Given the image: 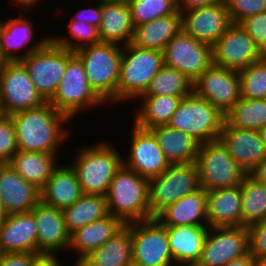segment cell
Wrapping results in <instances>:
<instances>
[{
    "instance_id": "cell-6",
    "label": "cell",
    "mask_w": 266,
    "mask_h": 266,
    "mask_svg": "<svg viewBox=\"0 0 266 266\" xmlns=\"http://www.w3.org/2000/svg\"><path fill=\"white\" fill-rule=\"evenodd\" d=\"M225 115L207 99L192 91L182 98L168 126L192 136L200 144L217 140Z\"/></svg>"
},
{
    "instance_id": "cell-36",
    "label": "cell",
    "mask_w": 266,
    "mask_h": 266,
    "mask_svg": "<svg viewBox=\"0 0 266 266\" xmlns=\"http://www.w3.org/2000/svg\"><path fill=\"white\" fill-rule=\"evenodd\" d=\"M242 226L266 220V185L247 174L240 184Z\"/></svg>"
},
{
    "instance_id": "cell-28",
    "label": "cell",
    "mask_w": 266,
    "mask_h": 266,
    "mask_svg": "<svg viewBox=\"0 0 266 266\" xmlns=\"http://www.w3.org/2000/svg\"><path fill=\"white\" fill-rule=\"evenodd\" d=\"M41 201L63 210L71 206L82 195L81 186L71 165H58L45 185L40 189Z\"/></svg>"
},
{
    "instance_id": "cell-56",
    "label": "cell",
    "mask_w": 266,
    "mask_h": 266,
    "mask_svg": "<svg viewBox=\"0 0 266 266\" xmlns=\"http://www.w3.org/2000/svg\"><path fill=\"white\" fill-rule=\"evenodd\" d=\"M256 266H266V258L257 259Z\"/></svg>"
},
{
    "instance_id": "cell-40",
    "label": "cell",
    "mask_w": 266,
    "mask_h": 266,
    "mask_svg": "<svg viewBox=\"0 0 266 266\" xmlns=\"http://www.w3.org/2000/svg\"><path fill=\"white\" fill-rule=\"evenodd\" d=\"M241 97L266 99V61L259 60L238 71Z\"/></svg>"
},
{
    "instance_id": "cell-20",
    "label": "cell",
    "mask_w": 266,
    "mask_h": 266,
    "mask_svg": "<svg viewBox=\"0 0 266 266\" xmlns=\"http://www.w3.org/2000/svg\"><path fill=\"white\" fill-rule=\"evenodd\" d=\"M37 227V254L60 255L70 243L63 211L43 203L41 200L31 210Z\"/></svg>"
},
{
    "instance_id": "cell-49",
    "label": "cell",
    "mask_w": 266,
    "mask_h": 266,
    "mask_svg": "<svg viewBox=\"0 0 266 266\" xmlns=\"http://www.w3.org/2000/svg\"><path fill=\"white\" fill-rule=\"evenodd\" d=\"M61 257L59 255H46L40 254L34 261L32 266H66L68 264L63 265V261L61 263Z\"/></svg>"
},
{
    "instance_id": "cell-10",
    "label": "cell",
    "mask_w": 266,
    "mask_h": 266,
    "mask_svg": "<svg viewBox=\"0 0 266 266\" xmlns=\"http://www.w3.org/2000/svg\"><path fill=\"white\" fill-rule=\"evenodd\" d=\"M73 51L57 46L51 39L39 50L30 53L20 62L25 66L35 88L49 102L65 73Z\"/></svg>"
},
{
    "instance_id": "cell-12",
    "label": "cell",
    "mask_w": 266,
    "mask_h": 266,
    "mask_svg": "<svg viewBox=\"0 0 266 266\" xmlns=\"http://www.w3.org/2000/svg\"><path fill=\"white\" fill-rule=\"evenodd\" d=\"M47 103L35 88L20 61L7 62L0 69V112L4 115L35 109Z\"/></svg>"
},
{
    "instance_id": "cell-27",
    "label": "cell",
    "mask_w": 266,
    "mask_h": 266,
    "mask_svg": "<svg viewBox=\"0 0 266 266\" xmlns=\"http://www.w3.org/2000/svg\"><path fill=\"white\" fill-rule=\"evenodd\" d=\"M209 226L166 227L171 257L176 266L198 263Z\"/></svg>"
},
{
    "instance_id": "cell-29",
    "label": "cell",
    "mask_w": 266,
    "mask_h": 266,
    "mask_svg": "<svg viewBox=\"0 0 266 266\" xmlns=\"http://www.w3.org/2000/svg\"><path fill=\"white\" fill-rule=\"evenodd\" d=\"M102 20L98 27L101 42L127 45L135 25L128 3L102 0Z\"/></svg>"
},
{
    "instance_id": "cell-51",
    "label": "cell",
    "mask_w": 266,
    "mask_h": 266,
    "mask_svg": "<svg viewBox=\"0 0 266 266\" xmlns=\"http://www.w3.org/2000/svg\"><path fill=\"white\" fill-rule=\"evenodd\" d=\"M225 266H256V259H253L249 253L246 255L233 259Z\"/></svg>"
},
{
    "instance_id": "cell-9",
    "label": "cell",
    "mask_w": 266,
    "mask_h": 266,
    "mask_svg": "<svg viewBox=\"0 0 266 266\" xmlns=\"http://www.w3.org/2000/svg\"><path fill=\"white\" fill-rule=\"evenodd\" d=\"M196 164L200 187L206 191L239 186L247 175L219 139L199 145Z\"/></svg>"
},
{
    "instance_id": "cell-50",
    "label": "cell",
    "mask_w": 266,
    "mask_h": 266,
    "mask_svg": "<svg viewBox=\"0 0 266 266\" xmlns=\"http://www.w3.org/2000/svg\"><path fill=\"white\" fill-rule=\"evenodd\" d=\"M258 182L266 185V157L249 173Z\"/></svg>"
},
{
    "instance_id": "cell-35",
    "label": "cell",
    "mask_w": 266,
    "mask_h": 266,
    "mask_svg": "<svg viewBox=\"0 0 266 266\" xmlns=\"http://www.w3.org/2000/svg\"><path fill=\"white\" fill-rule=\"evenodd\" d=\"M62 211L69 233L109 214L106 196L99 194H83L76 202Z\"/></svg>"
},
{
    "instance_id": "cell-11",
    "label": "cell",
    "mask_w": 266,
    "mask_h": 266,
    "mask_svg": "<svg viewBox=\"0 0 266 266\" xmlns=\"http://www.w3.org/2000/svg\"><path fill=\"white\" fill-rule=\"evenodd\" d=\"M132 266H176L166 227L156 218L130 222Z\"/></svg>"
},
{
    "instance_id": "cell-8",
    "label": "cell",
    "mask_w": 266,
    "mask_h": 266,
    "mask_svg": "<svg viewBox=\"0 0 266 266\" xmlns=\"http://www.w3.org/2000/svg\"><path fill=\"white\" fill-rule=\"evenodd\" d=\"M200 187L196 162L170 164L160 175L149 179V208L151 219L167 206Z\"/></svg>"
},
{
    "instance_id": "cell-7",
    "label": "cell",
    "mask_w": 266,
    "mask_h": 266,
    "mask_svg": "<svg viewBox=\"0 0 266 266\" xmlns=\"http://www.w3.org/2000/svg\"><path fill=\"white\" fill-rule=\"evenodd\" d=\"M49 103L71 121L88 108L107 106L89 86L84 65L75 53L68 59L63 79Z\"/></svg>"
},
{
    "instance_id": "cell-14",
    "label": "cell",
    "mask_w": 266,
    "mask_h": 266,
    "mask_svg": "<svg viewBox=\"0 0 266 266\" xmlns=\"http://www.w3.org/2000/svg\"><path fill=\"white\" fill-rule=\"evenodd\" d=\"M262 59V50L240 23H232L212 46L215 66L241 70Z\"/></svg>"
},
{
    "instance_id": "cell-30",
    "label": "cell",
    "mask_w": 266,
    "mask_h": 266,
    "mask_svg": "<svg viewBox=\"0 0 266 266\" xmlns=\"http://www.w3.org/2000/svg\"><path fill=\"white\" fill-rule=\"evenodd\" d=\"M182 30V14L177 11L135 26L130 43L144 49L163 51L166 44Z\"/></svg>"
},
{
    "instance_id": "cell-55",
    "label": "cell",
    "mask_w": 266,
    "mask_h": 266,
    "mask_svg": "<svg viewBox=\"0 0 266 266\" xmlns=\"http://www.w3.org/2000/svg\"><path fill=\"white\" fill-rule=\"evenodd\" d=\"M8 61L5 59V57L2 55V52H1V48H0V69L5 66V64L7 63Z\"/></svg>"
},
{
    "instance_id": "cell-60",
    "label": "cell",
    "mask_w": 266,
    "mask_h": 266,
    "mask_svg": "<svg viewBox=\"0 0 266 266\" xmlns=\"http://www.w3.org/2000/svg\"><path fill=\"white\" fill-rule=\"evenodd\" d=\"M2 23H3V21L1 20V21H0V29H1V27H2Z\"/></svg>"
},
{
    "instance_id": "cell-48",
    "label": "cell",
    "mask_w": 266,
    "mask_h": 266,
    "mask_svg": "<svg viewBox=\"0 0 266 266\" xmlns=\"http://www.w3.org/2000/svg\"><path fill=\"white\" fill-rule=\"evenodd\" d=\"M223 0H176V7L180 13L219 3Z\"/></svg>"
},
{
    "instance_id": "cell-38",
    "label": "cell",
    "mask_w": 266,
    "mask_h": 266,
    "mask_svg": "<svg viewBox=\"0 0 266 266\" xmlns=\"http://www.w3.org/2000/svg\"><path fill=\"white\" fill-rule=\"evenodd\" d=\"M193 91V82L177 69L163 66L143 95H169L184 98Z\"/></svg>"
},
{
    "instance_id": "cell-3",
    "label": "cell",
    "mask_w": 266,
    "mask_h": 266,
    "mask_svg": "<svg viewBox=\"0 0 266 266\" xmlns=\"http://www.w3.org/2000/svg\"><path fill=\"white\" fill-rule=\"evenodd\" d=\"M122 51V45L99 42L74 52L84 65L89 86L108 107L117 103Z\"/></svg>"
},
{
    "instance_id": "cell-1",
    "label": "cell",
    "mask_w": 266,
    "mask_h": 266,
    "mask_svg": "<svg viewBox=\"0 0 266 266\" xmlns=\"http://www.w3.org/2000/svg\"><path fill=\"white\" fill-rule=\"evenodd\" d=\"M10 117L21 151L59 154L62 144L72 136L73 130L66 127L71 120L49 102L35 109L12 113Z\"/></svg>"
},
{
    "instance_id": "cell-21",
    "label": "cell",
    "mask_w": 266,
    "mask_h": 266,
    "mask_svg": "<svg viewBox=\"0 0 266 266\" xmlns=\"http://www.w3.org/2000/svg\"><path fill=\"white\" fill-rule=\"evenodd\" d=\"M218 139L247 174L266 157L259 130L233 127L225 121Z\"/></svg>"
},
{
    "instance_id": "cell-13",
    "label": "cell",
    "mask_w": 266,
    "mask_h": 266,
    "mask_svg": "<svg viewBox=\"0 0 266 266\" xmlns=\"http://www.w3.org/2000/svg\"><path fill=\"white\" fill-rule=\"evenodd\" d=\"M164 65L177 69L192 82L197 80L212 63V46L197 41L183 30L163 49Z\"/></svg>"
},
{
    "instance_id": "cell-32",
    "label": "cell",
    "mask_w": 266,
    "mask_h": 266,
    "mask_svg": "<svg viewBox=\"0 0 266 266\" xmlns=\"http://www.w3.org/2000/svg\"><path fill=\"white\" fill-rule=\"evenodd\" d=\"M170 164L196 162L200 143L189 134L168 125L150 129Z\"/></svg>"
},
{
    "instance_id": "cell-59",
    "label": "cell",
    "mask_w": 266,
    "mask_h": 266,
    "mask_svg": "<svg viewBox=\"0 0 266 266\" xmlns=\"http://www.w3.org/2000/svg\"><path fill=\"white\" fill-rule=\"evenodd\" d=\"M181 266H200L198 263H194V264H184V265H181Z\"/></svg>"
},
{
    "instance_id": "cell-47",
    "label": "cell",
    "mask_w": 266,
    "mask_h": 266,
    "mask_svg": "<svg viewBox=\"0 0 266 266\" xmlns=\"http://www.w3.org/2000/svg\"><path fill=\"white\" fill-rule=\"evenodd\" d=\"M39 255L33 252L1 254L0 266H32Z\"/></svg>"
},
{
    "instance_id": "cell-43",
    "label": "cell",
    "mask_w": 266,
    "mask_h": 266,
    "mask_svg": "<svg viewBox=\"0 0 266 266\" xmlns=\"http://www.w3.org/2000/svg\"><path fill=\"white\" fill-rule=\"evenodd\" d=\"M232 23L266 12V0H225Z\"/></svg>"
},
{
    "instance_id": "cell-37",
    "label": "cell",
    "mask_w": 266,
    "mask_h": 266,
    "mask_svg": "<svg viewBox=\"0 0 266 266\" xmlns=\"http://www.w3.org/2000/svg\"><path fill=\"white\" fill-rule=\"evenodd\" d=\"M225 121L233 127L259 130L266 125V99L241 97L225 114Z\"/></svg>"
},
{
    "instance_id": "cell-39",
    "label": "cell",
    "mask_w": 266,
    "mask_h": 266,
    "mask_svg": "<svg viewBox=\"0 0 266 266\" xmlns=\"http://www.w3.org/2000/svg\"><path fill=\"white\" fill-rule=\"evenodd\" d=\"M67 29L65 35L55 36L51 34L50 39L57 45L67 48L73 52L78 49L101 42L98 28L94 25L83 21L70 20L67 22ZM70 33V34H68ZM67 35V36H66Z\"/></svg>"
},
{
    "instance_id": "cell-25",
    "label": "cell",
    "mask_w": 266,
    "mask_h": 266,
    "mask_svg": "<svg viewBox=\"0 0 266 266\" xmlns=\"http://www.w3.org/2000/svg\"><path fill=\"white\" fill-rule=\"evenodd\" d=\"M242 197L239 186L207 191V226H242Z\"/></svg>"
},
{
    "instance_id": "cell-4",
    "label": "cell",
    "mask_w": 266,
    "mask_h": 266,
    "mask_svg": "<svg viewBox=\"0 0 266 266\" xmlns=\"http://www.w3.org/2000/svg\"><path fill=\"white\" fill-rule=\"evenodd\" d=\"M148 189L147 178L122 165L105 195L108 213L125 224L151 219Z\"/></svg>"
},
{
    "instance_id": "cell-46",
    "label": "cell",
    "mask_w": 266,
    "mask_h": 266,
    "mask_svg": "<svg viewBox=\"0 0 266 266\" xmlns=\"http://www.w3.org/2000/svg\"><path fill=\"white\" fill-rule=\"evenodd\" d=\"M81 1L82 3H88L87 0ZM95 1L97 3H95ZM92 2L95 3V5L91 4L93 7L90 5ZM88 4L90 6L86 5L85 8H81L80 10L78 9L77 13H73V16L70 20L83 21L98 28L102 20V0H89Z\"/></svg>"
},
{
    "instance_id": "cell-5",
    "label": "cell",
    "mask_w": 266,
    "mask_h": 266,
    "mask_svg": "<svg viewBox=\"0 0 266 266\" xmlns=\"http://www.w3.org/2000/svg\"><path fill=\"white\" fill-rule=\"evenodd\" d=\"M163 66L162 51L140 48L131 43L124 45L117 84V104L136 103Z\"/></svg>"
},
{
    "instance_id": "cell-26",
    "label": "cell",
    "mask_w": 266,
    "mask_h": 266,
    "mask_svg": "<svg viewBox=\"0 0 266 266\" xmlns=\"http://www.w3.org/2000/svg\"><path fill=\"white\" fill-rule=\"evenodd\" d=\"M163 226H207V191L199 188L167 206L155 217Z\"/></svg>"
},
{
    "instance_id": "cell-45",
    "label": "cell",
    "mask_w": 266,
    "mask_h": 266,
    "mask_svg": "<svg viewBox=\"0 0 266 266\" xmlns=\"http://www.w3.org/2000/svg\"><path fill=\"white\" fill-rule=\"evenodd\" d=\"M240 25L253 38L258 47H266V12L245 18Z\"/></svg>"
},
{
    "instance_id": "cell-34",
    "label": "cell",
    "mask_w": 266,
    "mask_h": 266,
    "mask_svg": "<svg viewBox=\"0 0 266 266\" xmlns=\"http://www.w3.org/2000/svg\"><path fill=\"white\" fill-rule=\"evenodd\" d=\"M137 100L141 104L135 108L132 122L140 128L150 130L167 125L182 98L169 95H141Z\"/></svg>"
},
{
    "instance_id": "cell-31",
    "label": "cell",
    "mask_w": 266,
    "mask_h": 266,
    "mask_svg": "<svg viewBox=\"0 0 266 266\" xmlns=\"http://www.w3.org/2000/svg\"><path fill=\"white\" fill-rule=\"evenodd\" d=\"M81 266H132V239L130 223L95 249Z\"/></svg>"
},
{
    "instance_id": "cell-2",
    "label": "cell",
    "mask_w": 266,
    "mask_h": 266,
    "mask_svg": "<svg viewBox=\"0 0 266 266\" xmlns=\"http://www.w3.org/2000/svg\"><path fill=\"white\" fill-rule=\"evenodd\" d=\"M81 147L76 149V156L70 161L81 191L83 194L105 196L111 180L123 165L124 154L115 148L113 142L107 140L97 141L94 145L85 143Z\"/></svg>"
},
{
    "instance_id": "cell-23",
    "label": "cell",
    "mask_w": 266,
    "mask_h": 266,
    "mask_svg": "<svg viewBox=\"0 0 266 266\" xmlns=\"http://www.w3.org/2000/svg\"><path fill=\"white\" fill-rule=\"evenodd\" d=\"M125 225L120 218L108 214L71 232L67 251L77 253L74 264H80L95 249L117 234Z\"/></svg>"
},
{
    "instance_id": "cell-22",
    "label": "cell",
    "mask_w": 266,
    "mask_h": 266,
    "mask_svg": "<svg viewBox=\"0 0 266 266\" xmlns=\"http://www.w3.org/2000/svg\"><path fill=\"white\" fill-rule=\"evenodd\" d=\"M0 200L8 215L30 212L41 200L40 189L9 164H0Z\"/></svg>"
},
{
    "instance_id": "cell-16",
    "label": "cell",
    "mask_w": 266,
    "mask_h": 266,
    "mask_svg": "<svg viewBox=\"0 0 266 266\" xmlns=\"http://www.w3.org/2000/svg\"><path fill=\"white\" fill-rule=\"evenodd\" d=\"M132 125L130 150L123 156V165L149 180L160 175L170 163L153 132L138 127L134 122Z\"/></svg>"
},
{
    "instance_id": "cell-15",
    "label": "cell",
    "mask_w": 266,
    "mask_h": 266,
    "mask_svg": "<svg viewBox=\"0 0 266 266\" xmlns=\"http://www.w3.org/2000/svg\"><path fill=\"white\" fill-rule=\"evenodd\" d=\"M249 253L247 226L209 227L198 264L200 266H225L233 259Z\"/></svg>"
},
{
    "instance_id": "cell-18",
    "label": "cell",
    "mask_w": 266,
    "mask_h": 266,
    "mask_svg": "<svg viewBox=\"0 0 266 266\" xmlns=\"http://www.w3.org/2000/svg\"><path fill=\"white\" fill-rule=\"evenodd\" d=\"M20 12H18L17 17L6 18L0 29V48L2 55L8 62L23 60L30 53L41 49L51 36L50 34L43 35L42 38L35 39L34 43H30L35 36V24L32 18L26 17L24 12L22 15L21 10Z\"/></svg>"
},
{
    "instance_id": "cell-33",
    "label": "cell",
    "mask_w": 266,
    "mask_h": 266,
    "mask_svg": "<svg viewBox=\"0 0 266 266\" xmlns=\"http://www.w3.org/2000/svg\"><path fill=\"white\" fill-rule=\"evenodd\" d=\"M58 157L59 154L18 150L8 164L26 181L41 189L60 164Z\"/></svg>"
},
{
    "instance_id": "cell-41",
    "label": "cell",
    "mask_w": 266,
    "mask_h": 266,
    "mask_svg": "<svg viewBox=\"0 0 266 266\" xmlns=\"http://www.w3.org/2000/svg\"><path fill=\"white\" fill-rule=\"evenodd\" d=\"M135 26L176 13V0H131L128 3Z\"/></svg>"
},
{
    "instance_id": "cell-54",
    "label": "cell",
    "mask_w": 266,
    "mask_h": 266,
    "mask_svg": "<svg viewBox=\"0 0 266 266\" xmlns=\"http://www.w3.org/2000/svg\"><path fill=\"white\" fill-rule=\"evenodd\" d=\"M262 141L264 142L266 148V125L259 129Z\"/></svg>"
},
{
    "instance_id": "cell-44",
    "label": "cell",
    "mask_w": 266,
    "mask_h": 266,
    "mask_svg": "<svg viewBox=\"0 0 266 266\" xmlns=\"http://www.w3.org/2000/svg\"><path fill=\"white\" fill-rule=\"evenodd\" d=\"M249 254L253 259L266 258V220L247 226Z\"/></svg>"
},
{
    "instance_id": "cell-42",
    "label": "cell",
    "mask_w": 266,
    "mask_h": 266,
    "mask_svg": "<svg viewBox=\"0 0 266 266\" xmlns=\"http://www.w3.org/2000/svg\"><path fill=\"white\" fill-rule=\"evenodd\" d=\"M17 152L14 123L10 115L0 114V164H8Z\"/></svg>"
},
{
    "instance_id": "cell-19",
    "label": "cell",
    "mask_w": 266,
    "mask_h": 266,
    "mask_svg": "<svg viewBox=\"0 0 266 266\" xmlns=\"http://www.w3.org/2000/svg\"><path fill=\"white\" fill-rule=\"evenodd\" d=\"M181 14L183 31L210 46H213L232 24L225 0Z\"/></svg>"
},
{
    "instance_id": "cell-17",
    "label": "cell",
    "mask_w": 266,
    "mask_h": 266,
    "mask_svg": "<svg viewBox=\"0 0 266 266\" xmlns=\"http://www.w3.org/2000/svg\"><path fill=\"white\" fill-rule=\"evenodd\" d=\"M193 91L225 115L241 99L238 71L212 64L193 82Z\"/></svg>"
},
{
    "instance_id": "cell-53",
    "label": "cell",
    "mask_w": 266,
    "mask_h": 266,
    "mask_svg": "<svg viewBox=\"0 0 266 266\" xmlns=\"http://www.w3.org/2000/svg\"><path fill=\"white\" fill-rule=\"evenodd\" d=\"M8 214L6 213L3 205H2V202L0 200V226L4 223V221L6 220Z\"/></svg>"
},
{
    "instance_id": "cell-24",
    "label": "cell",
    "mask_w": 266,
    "mask_h": 266,
    "mask_svg": "<svg viewBox=\"0 0 266 266\" xmlns=\"http://www.w3.org/2000/svg\"><path fill=\"white\" fill-rule=\"evenodd\" d=\"M37 233L31 211L8 215L0 226L1 253H37Z\"/></svg>"
},
{
    "instance_id": "cell-52",
    "label": "cell",
    "mask_w": 266,
    "mask_h": 266,
    "mask_svg": "<svg viewBox=\"0 0 266 266\" xmlns=\"http://www.w3.org/2000/svg\"><path fill=\"white\" fill-rule=\"evenodd\" d=\"M15 3V5H19L20 9L31 11V9L35 8L39 3H41V0H11ZM26 7V8H25ZM24 8V9H23Z\"/></svg>"
},
{
    "instance_id": "cell-57",
    "label": "cell",
    "mask_w": 266,
    "mask_h": 266,
    "mask_svg": "<svg viewBox=\"0 0 266 266\" xmlns=\"http://www.w3.org/2000/svg\"><path fill=\"white\" fill-rule=\"evenodd\" d=\"M262 60L266 61V47L262 50Z\"/></svg>"
},
{
    "instance_id": "cell-58",
    "label": "cell",
    "mask_w": 266,
    "mask_h": 266,
    "mask_svg": "<svg viewBox=\"0 0 266 266\" xmlns=\"http://www.w3.org/2000/svg\"><path fill=\"white\" fill-rule=\"evenodd\" d=\"M109 1H118V2L129 3L131 0H109Z\"/></svg>"
}]
</instances>
